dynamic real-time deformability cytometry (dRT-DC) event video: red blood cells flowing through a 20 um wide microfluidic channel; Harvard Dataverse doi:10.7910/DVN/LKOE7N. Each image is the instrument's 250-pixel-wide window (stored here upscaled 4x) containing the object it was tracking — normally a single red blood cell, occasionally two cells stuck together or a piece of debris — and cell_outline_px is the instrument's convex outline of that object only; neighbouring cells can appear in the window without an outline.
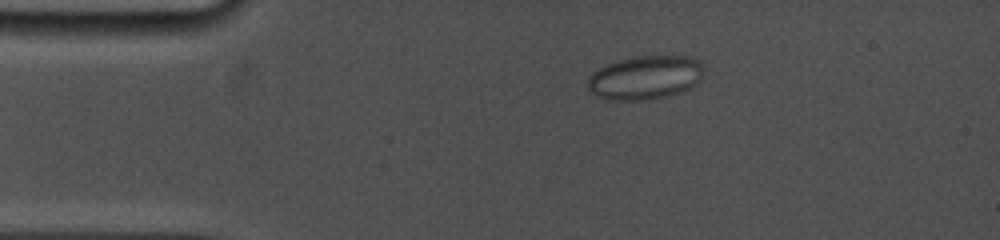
{"species": "common noctule bat (a hibernating species)", "species_latin": "Nyctalus noctula", "temperature_condition": "cold", "stored_images_in_passage": 9, "camera_frame_rate_fps": 5000, "um_per_image_px": 0.085, "animal": {"sex": "female", "body_mass_g": 19.0, "forearm_length_mm": 53.3}, "frame": {"image": 1, "passage_image": 3, "time_ms": 2.4, "image_size_px": [1000, 240], "cell_outline_px": [[704, 72], [700, 80], [696, 84], [680, 92], [668, 96], [648, 100], [604, 100], [596, 96], [588, 88], [588, 76], [592, 72], [616, 60], [636, 56], [692, 56], [700, 60], [704, 68]], "centroid_in_image_um": [54.85, 6.59], "position_along_channel_um": 30.1, "area_um2": 30.0}}
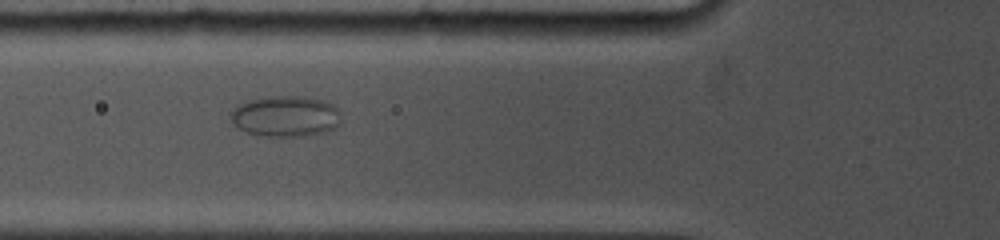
{"frame": {"image": 2, "passage_image": 6, "time_ms": 5.6, "image_size_px": [1000, 240], "cell_outline_px": [[340, 124], [324, 132], [304, 136], [260, 136], [248, 132], [232, 124], [228, 116], [228, 112], [240, 104], [248, 100], [272, 96], [304, 96], [324, 100], [340, 108]], "centroid_in_image_um": [24.26, 9.87], "position_along_channel_um": 101.5, "area_um2": 26.65}}
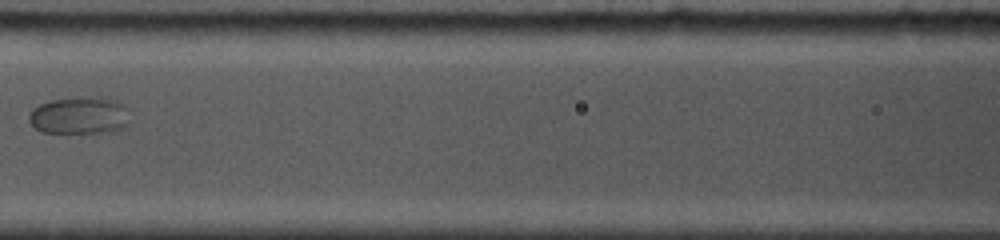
{"frame": {"image": 3, "passage_image": 8, "time_ms": 7.2, "image_size_px": [1000, 240], "cell_outline_px": [[128, 124], [112, 132], [40, 132], [28, 120], [28, 116], [32, 108], [48, 100], [116, 100], [124, 104]], "centroid_in_image_um": [6.69, 9.87], "position_along_channel_um": 159.9, "area_um2": 20.81}}